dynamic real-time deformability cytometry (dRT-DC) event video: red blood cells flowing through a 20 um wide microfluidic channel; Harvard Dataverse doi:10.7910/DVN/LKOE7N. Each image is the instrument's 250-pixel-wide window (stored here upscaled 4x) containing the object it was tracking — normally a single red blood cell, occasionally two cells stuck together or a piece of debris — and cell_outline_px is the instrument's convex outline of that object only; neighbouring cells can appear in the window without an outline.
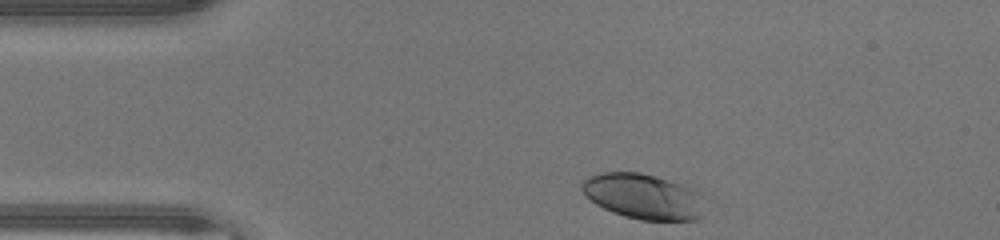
{"species": "human", "species_latin": "Homo sapiens", "temperature_condition": "warm", "stored_images_in_passage": 31, "camera_frame_rate_fps": 3000, "um_per_image_px": 0.085, "donor": {"sex": "male"}, "frame": {"image": 1, "passage_image": 1, "time_ms": 0.0, "image_size_px": [1000, 240], "cell_outline_px": [[700, 220], [640, 220], [624, 216], [612, 212], [596, 204], [584, 196], [580, 188], [580, 184], [588, 176], [600, 172], [640, 172], [656, 176], [696, 188], [700, 216]], "centroid_in_image_um": [54.57, 16.67], "position_along_channel_um": 30.4, "area_um2": 32.31}}
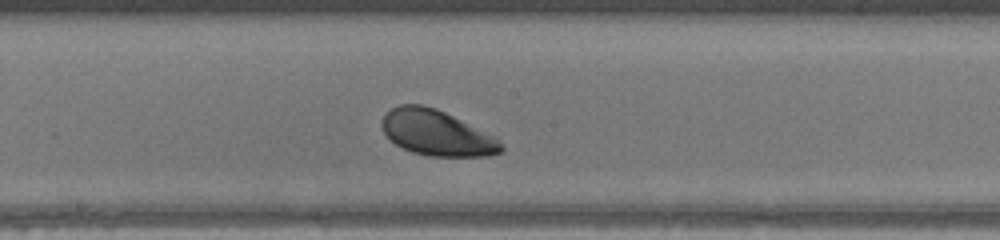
{"frame": {"image": 2, "passage_image": 17, "time_ms": 5.333, "image_size_px": [1000, 240], "cell_outline_px": [[504, 152], [488, 156], [428, 156], [412, 152], [396, 144], [384, 132], [380, 124], [384, 116], [392, 108], [400, 104], [424, 104], [436, 108], [496, 136], [500, 140], [504, 148]], "centroid_in_image_um": [37.16, 11.3], "position_along_channel_um": 211.0, "area_um2": 31.67}}
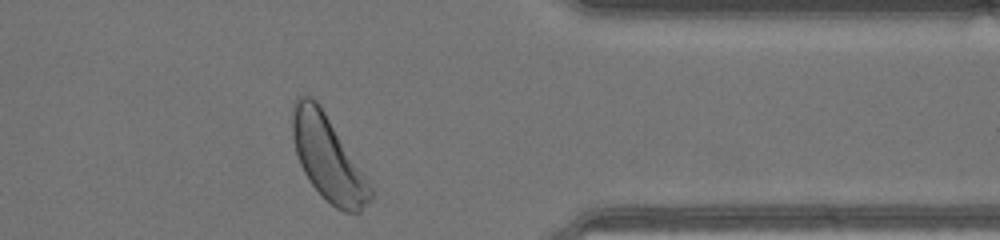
{"frame": {"image": 3, "passage_image": 30, "time_ms": 9.667, "image_size_px": [1000, 240], "cell_outline_px": [[372, 200], [360, 212], [344, 212], [336, 208], [308, 180], [300, 164], [292, 140], [292, 104], [296, 96], [312, 96], [320, 104], [372, 188]], "centroid_in_image_um": [27.84, 13.4], "position_along_channel_um": 383.6, "area_um2": 37.86}, "authors_computed_cell_mechanics": {"area_um2": 32.4836, "velocity_mm_per_s": 4.356, "shape_relaxation_time_tau1_ms": 0.8324, "shape_relaxation_time_tau2_ms": 10.6054, "deformation_change_tau1": 0.1116, "deformation_change_tau2": 0.198}}